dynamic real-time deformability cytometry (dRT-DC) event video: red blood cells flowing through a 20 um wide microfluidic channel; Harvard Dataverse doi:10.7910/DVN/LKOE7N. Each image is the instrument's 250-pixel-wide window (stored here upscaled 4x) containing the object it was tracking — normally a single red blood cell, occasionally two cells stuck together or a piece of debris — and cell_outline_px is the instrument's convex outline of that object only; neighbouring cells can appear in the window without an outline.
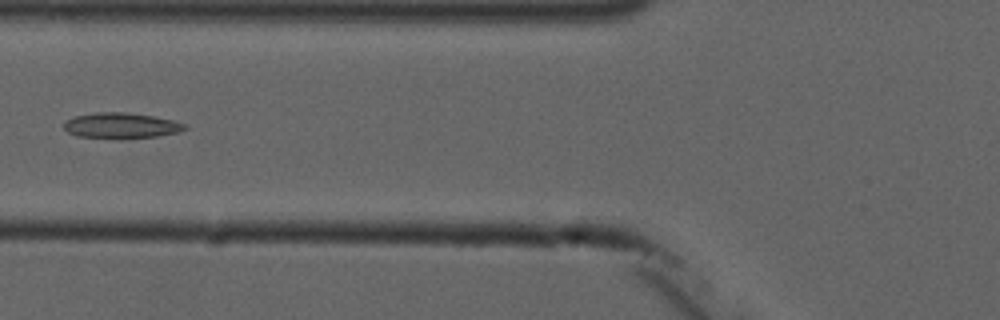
{"species": "common noctule bat (a hibernating species)", "species_latin": "Nyctalus noctula", "temperature_condition": "cold", "stored_images_in_passage": 5, "camera_frame_rate_fps": 3000, "um_per_image_px": 0.085, "animal": {"sex": "male", "forearm_length_mm": 52.5}, "frame": {"image": 1, "passage_image": 4, "time_ms": 3.667, "image_size_px": [1000, 320], "cell_outline_px": [[188, 128], [176, 132], [156, 136], [120, 140], [76, 136], [68, 132], [64, 128], [64, 120], [76, 116], [96, 112], [124, 112], [152, 116], [172, 120], [184, 124]], "centroid_in_image_um": [10.23, 10.69], "position_along_channel_um": 115.6, "area_um2": 18.21}}
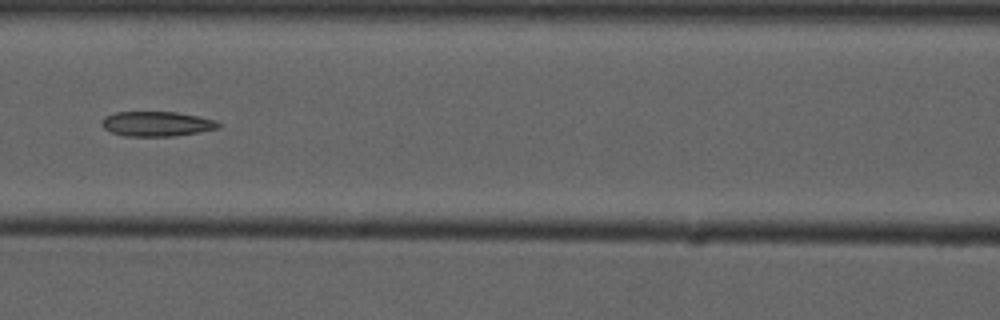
{"frame": {"image": 2, "passage_image": 5, "time_ms": 4.667, "image_size_px": [1000, 320], "cell_outline_px": [[220, 128], [200, 132], [172, 136], [124, 136], [112, 132], [104, 128], [100, 124], [104, 116], [116, 112], [176, 112], [216, 120], [220, 124]], "centroid_in_image_um": [13.31, 10.53], "position_along_channel_um": 153.3, "area_um2": 16.88}}